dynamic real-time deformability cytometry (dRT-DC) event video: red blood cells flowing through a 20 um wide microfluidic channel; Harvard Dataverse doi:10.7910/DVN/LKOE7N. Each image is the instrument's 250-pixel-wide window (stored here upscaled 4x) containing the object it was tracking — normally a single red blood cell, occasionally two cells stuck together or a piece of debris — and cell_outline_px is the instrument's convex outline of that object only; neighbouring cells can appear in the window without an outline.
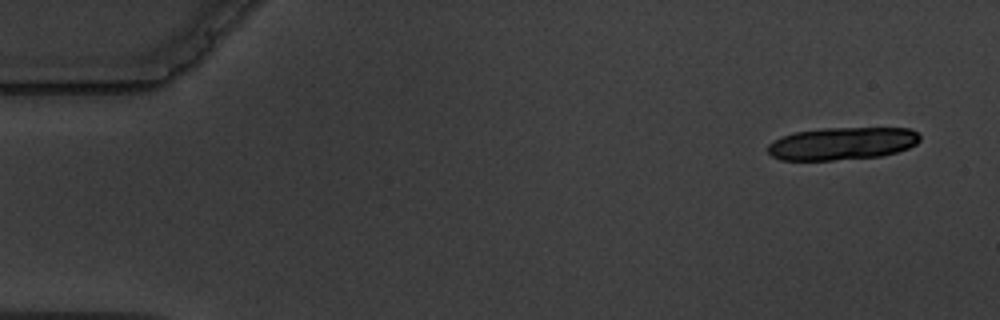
{"species": "common noctule bat (a hibernating species)", "species_latin": "Nyctalus noctula", "temperature_condition": "warm", "stored_images_in_passage": 6, "camera_frame_rate_fps": 3000, "um_per_image_px": 0.085, "animal": {"sex": "male", "body_mass_g": 19.5, "forearm_length_mm": 54.6}, "frame": {"image": 1, "passage_image": 1, "time_ms": 0.0, "image_size_px": [1000, 320], "cell_outline_px": [[920, 140], [916, 144], [908, 148], [896, 152], [880, 156], [832, 160], [780, 160], [772, 156], [768, 152], [768, 144], [792, 132], [824, 128], [912, 128], [920, 136]], "centroid_in_image_um": [71.59, 12.19], "position_along_channel_um": 13.4, "area_um2": 28.84}}
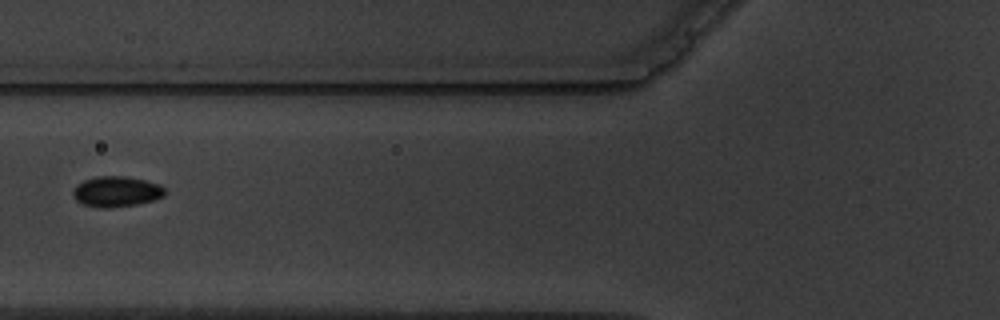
{"frame": {"image": 2, "passage_image": 6, "time_ms": 6.667, "image_size_px": [1000, 320], "cell_outline_px": [[164, 196], [156, 200], [136, 204], [112, 208], [96, 208], [84, 204], [76, 200], [72, 196], [72, 192], [76, 184], [84, 180], [96, 176], [124, 176], [144, 180], [160, 184], [164, 188]], "centroid_in_image_um": [9.87, 16.29], "position_along_channel_um": 115.9, "area_um2": 16.53}}